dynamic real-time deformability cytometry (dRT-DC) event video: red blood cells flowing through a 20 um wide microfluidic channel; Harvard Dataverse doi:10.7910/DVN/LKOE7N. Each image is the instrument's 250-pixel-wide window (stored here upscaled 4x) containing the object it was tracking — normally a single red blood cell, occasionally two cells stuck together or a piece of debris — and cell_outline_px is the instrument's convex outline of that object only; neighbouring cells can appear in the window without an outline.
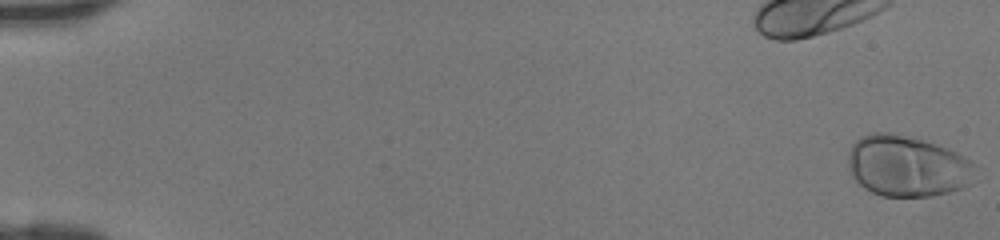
{"species": "human", "species_latin": "Homo sapiens", "temperature_condition": "room temperature", "stored_images_in_passage": 47, "camera_frame_rate_fps": 3000, "um_per_image_px": 0.085, "donor": {"sex": "female"}, "frame": {"image": 1, "passage_image": 1, "time_ms": 0.0, "image_size_px": [1000, 240], "cell_outline_px": [[976, 164], [972, 184], [964, 188], [932, 196], [880, 196], [864, 188], [852, 176], [848, 168], [848, 152], [852, 144], [860, 136], [872, 132], [888, 132], [924, 140], [948, 148], [964, 156]], "centroid_in_image_um": [77.12, 14.12], "position_along_channel_um": 7.9, "area_um2": 45.72}}
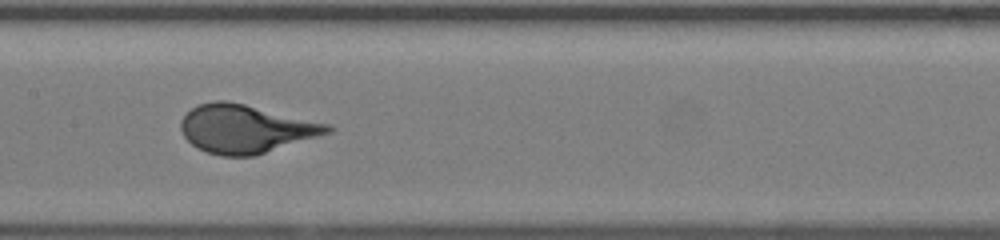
{"frame": {"image": 2, "passage_image": 25, "time_ms": 8.0, "image_size_px": [1000, 240], "cell_outline_px": [[336, 128], [332, 132], [252, 156], [220, 156], [196, 148], [184, 136], [180, 128], [180, 120], [192, 108], [200, 104], [216, 100], [224, 100], [244, 104], [332, 124]], "centroid_in_image_um": [20.89, 10.95], "position_along_channel_um": 186.5, "area_um2": 41.1}}
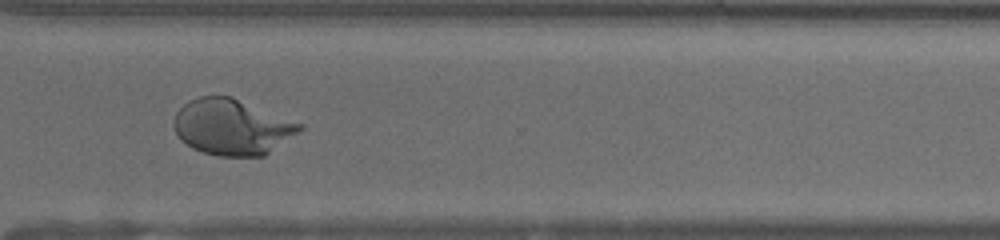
{"frame": {"image": 3, "passage_image": 36, "time_ms": 11.667, "image_size_px": [1000, 240], "cell_outline_px": [[304, 128], [264, 156], [216, 156], [192, 148], [180, 140], [172, 124], [172, 120], [176, 112], [188, 100], [200, 96], [232, 96], [304, 124]], "centroid_in_image_um": [19.7, 10.79], "position_along_channel_um": 350.9, "area_um2": 41.15}}